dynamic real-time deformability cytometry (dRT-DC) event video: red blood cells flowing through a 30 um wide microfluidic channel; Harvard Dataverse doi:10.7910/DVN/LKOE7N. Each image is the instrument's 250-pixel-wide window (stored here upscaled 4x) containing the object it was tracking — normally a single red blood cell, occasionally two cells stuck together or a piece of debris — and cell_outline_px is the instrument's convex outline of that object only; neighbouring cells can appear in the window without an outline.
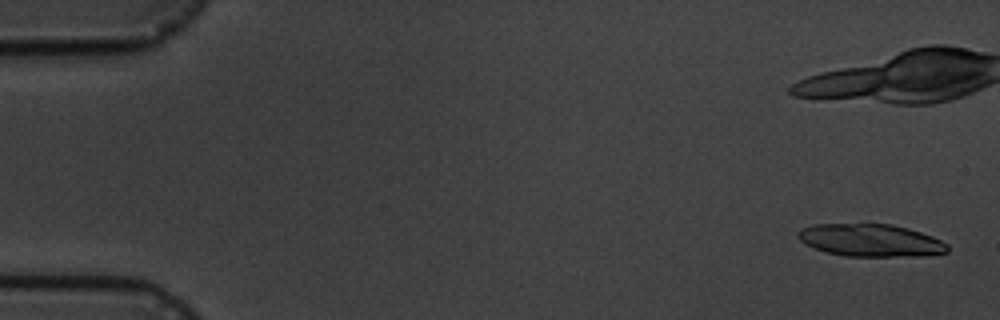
{"species": "common noctule bat (a hibernating species)", "species_latin": "Nyctalus noctula", "temperature_condition": "cold", "stored_images_in_passage": 16, "camera_frame_rate_fps": 3000, "um_per_image_px": 0.085, "animal": {"sex": "male", "body_mass_g": 19.5, "forearm_length_mm": 54.6}, "frame": {"image": 1, "passage_image": 1, "time_ms": 0.0, "image_size_px": [1000, 320], "cell_outline_px": [[948, 252], [920, 256], [844, 256], [824, 252], [800, 240], [796, 236], [796, 232], [800, 228], [812, 224], [892, 224], [908, 228], [932, 236], [948, 244]], "centroid_in_image_um": [73.98, 20.42], "position_along_channel_um": 11.0, "area_um2": 28.38}, "authors_computed_cell_mechanics": {"area_um2": 29.1023, "velocity_mm_per_s": 3.5384, "shape_relaxation_time_tau1_ms": null, "shape_relaxation_time_tau2_ms": 3.5233, "deformation_change_tau1": null, "deformation_change_tau2": 0.0417}}